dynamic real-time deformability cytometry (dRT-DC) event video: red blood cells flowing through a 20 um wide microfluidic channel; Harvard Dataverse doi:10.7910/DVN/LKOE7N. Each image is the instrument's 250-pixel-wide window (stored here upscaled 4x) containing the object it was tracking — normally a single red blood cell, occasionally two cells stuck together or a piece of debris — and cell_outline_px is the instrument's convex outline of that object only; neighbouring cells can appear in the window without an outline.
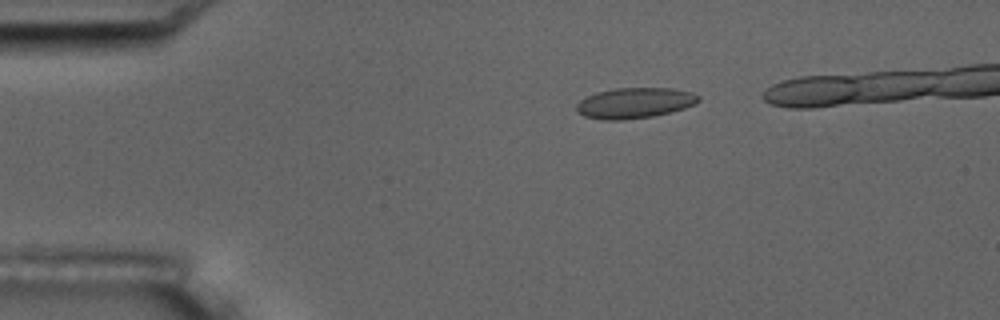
{"species": "common noctule bat (a hibernating species)", "species_latin": "Nyctalus noctula", "temperature_condition": "room temperature", "stored_images_in_passage": 5, "camera_frame_rate_fps": 3000, "um_per_image_px": 0.085, "animal": {"sex": "male", "body_mass_g": 17.5, "forearm_length_mm": 52.3}, "frame": {"image": 1, "passage_image": 1, "time_ms": 0.0, "image_size_px": [1000, 320], "cell_outline_px": [[700, 100], [696, 104], [672, 112], [652, 116], [620, 120], [600, 120], [584, 116], [576, 112], [576, 104], [580, 100], [596, 92], [616, 88], [672, 88], [692, 92], [700, 96]], "centroid_in_image_um": [53.94, 8.75], "position_along_channel_um": 31.1, "area_um2": 21.91}}